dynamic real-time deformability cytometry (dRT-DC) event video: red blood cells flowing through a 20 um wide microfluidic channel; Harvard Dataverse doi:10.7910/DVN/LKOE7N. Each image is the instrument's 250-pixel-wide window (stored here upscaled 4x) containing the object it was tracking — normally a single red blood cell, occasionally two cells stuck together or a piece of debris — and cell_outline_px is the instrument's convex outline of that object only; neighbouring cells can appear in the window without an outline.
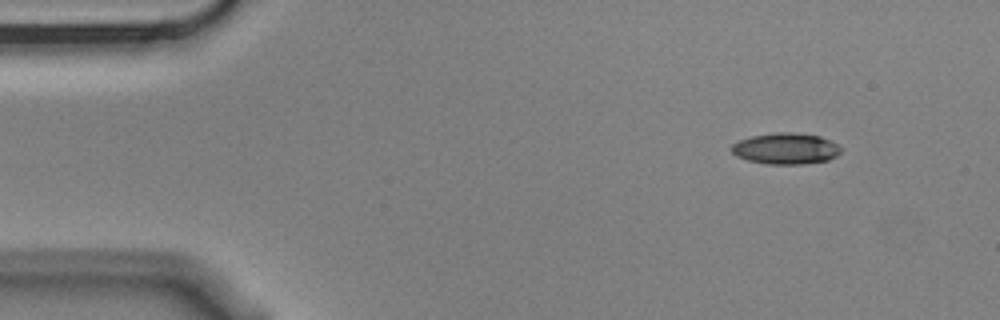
{"species": "Egyptian fruit bat (a non-hibernating species)", "species_latin": "Rousettus aegyptiacus", "temperature_condition": "cold", "stored_images_in_passage": 4, "camera_frame_rate_fps": 3000, "um_per_image_px": 0.085, "animal": {"sex": "male"}, "frame": {"image": 1, "passage_image": 1, "time_ms": 0.0, "image_size_px": [1000, 320], "cell_outline_px": [[840, 152], [836, 156], [828, 160], [804, 164], [768, 164], [748, 160], [736, 156], [732, 152], [732, 144], [740, 140], [752, 136], [776, 132], [792, 132], [820, 136], [836, 144], [840, 148]], "centroid_in_image_um": [66.78, 12.63], "position_along_channel_um": 18.2, "area_um2": 19.71}}
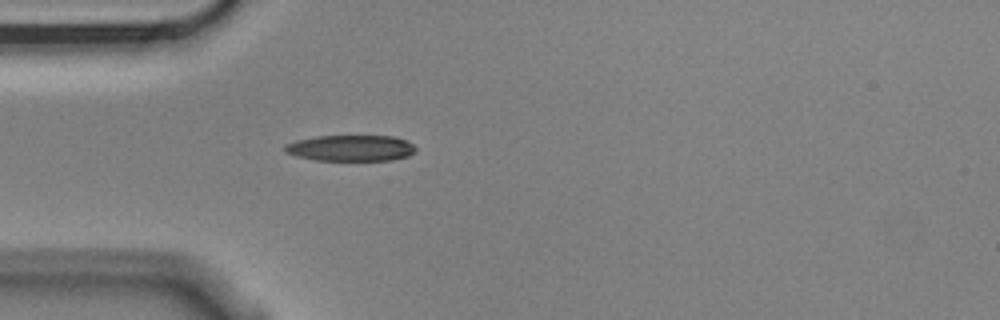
{"frame": {"image": 2, "passage_image": 4, "time_ms": 1.0, "image_size_px": [1000, 320], "cell_outline_px": [[416, 152], [408, 156], [392, 160], [316, 160], [296, 156], [284, 152], [284, 144], [296, 140], [316, 136], [396, 136], [412, 144], [416, 148]], "centroid_in_image_um": [29.8, 12.58], "position_along_channel_um": 55.2, "area_um2": 19.94}}